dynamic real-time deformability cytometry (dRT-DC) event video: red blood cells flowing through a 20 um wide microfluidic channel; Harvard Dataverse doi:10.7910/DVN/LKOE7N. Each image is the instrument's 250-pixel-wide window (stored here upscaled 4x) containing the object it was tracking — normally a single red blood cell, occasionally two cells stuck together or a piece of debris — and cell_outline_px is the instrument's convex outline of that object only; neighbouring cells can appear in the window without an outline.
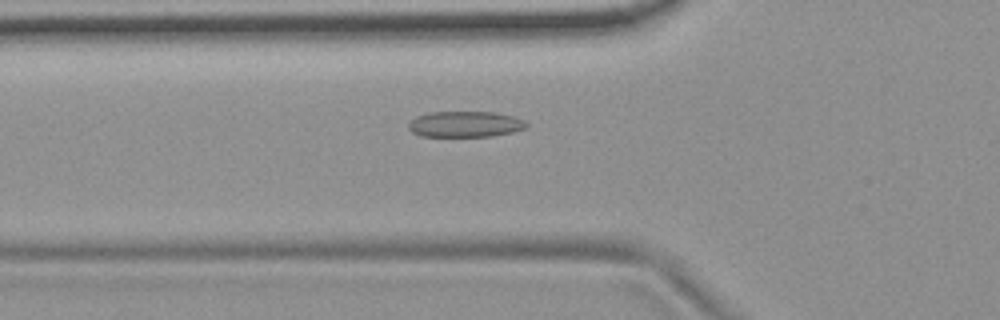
{"species": "common noctule bat (a hibernating species)", "species_latin": "Nyctalus noctula", "temperature_condition": "room temperature", "stored_images_in_passage": 54, "camera_frame_rate_fps": 3000, "um_per_image_px": 0.085, "animal": {"sex": "female", "body_mass_g": 19.9}, "frame": {"image": 1, "passage_image": 19, "time_ms": 6.0, "image_size_px": [1000, 320], "cell_outline_px": [[528, 128], [512, 132], [492, 136], [424, 136], [412, 132], [408, 128], [408, 124], [416, 116], [428, 112], [492, 112], [512, 116], [524, 120], [528, 124]], "centroid_in_image_um": [39.55, 10.55], "position_along_channel_um": 86.2, "area_um2": 17.74}}
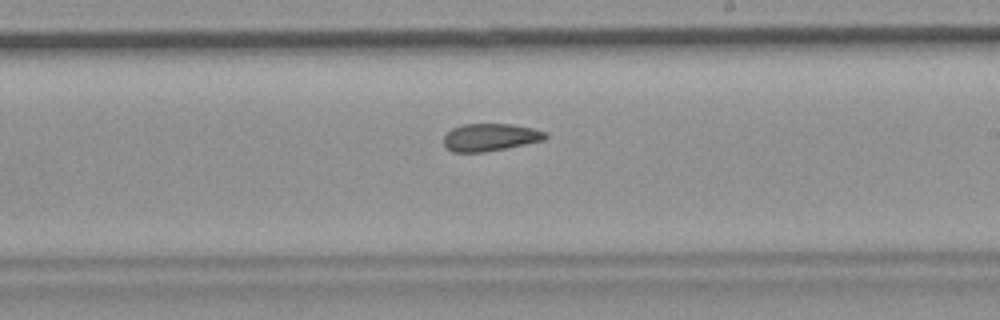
{"frame": {"image": 2, "passage_image": 32, "time_ms": 10.333, "image_size_px": [1000, 320], "cell_outline_px": [[548, 136], [544, 140], [484, 152], [452, 152], [444, 144], [444, 136], [452, 128], [464, 124], [512, 124], [532, 128], [548, 132]], "centroid_in_image_um": [41.68, 11.66], "position_along_channel_um": 247.3, "area_um2": 16.18}}
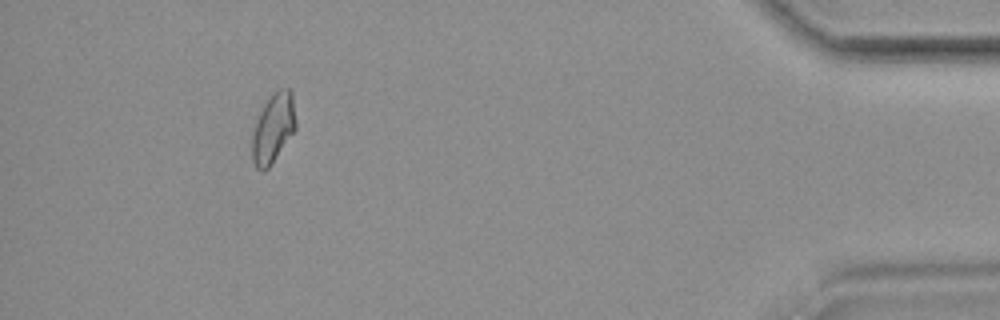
{"frame": {"image": 3, "passage_image": 50, "time_ms": 16.333, "image_size_px": [1000, 320], "cell_outline_px": [[296, 128], [268, 168], [264, 172], [260, 172], [256, 168], [252, 160], [252, 132], [256, 120], [264, 104], [272, 92], [276, 88], [288, 88], [292, 92], [296, 124]], "centroid_in_image_um": [23.2, 10.88], "position_along_channel_um": 412.0, "area_um2": 17.74}, "authors_computed_cell_mechanics": {"area_um2": 17.6001, "velocity_mm_per_s": 3.7195, "shape_relaxation_time_tau1_ms": null, "shape_relaxation_time_tau2_ms": 3.4669, "deformation_change_tau1": null, "deformation_change_tau2": 0.0953}}